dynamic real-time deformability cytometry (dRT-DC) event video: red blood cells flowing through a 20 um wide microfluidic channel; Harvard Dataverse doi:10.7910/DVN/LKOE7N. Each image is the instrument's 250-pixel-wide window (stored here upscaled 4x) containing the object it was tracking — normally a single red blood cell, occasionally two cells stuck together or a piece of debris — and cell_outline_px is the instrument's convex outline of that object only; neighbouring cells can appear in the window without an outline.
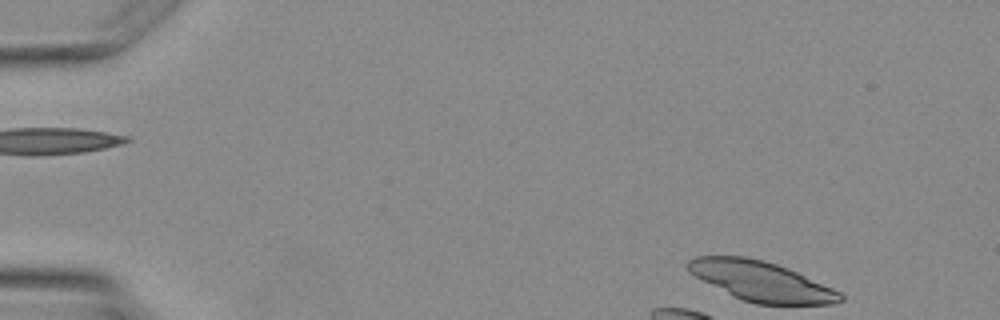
{"species": "Egyptian fruit bat (a non-hibernating species)", "species_latin": "Rousettus aegyptiacus", "temperature_condition": "warm", "stored_images_in_passage": 4, "camera_frame_rate_fps": 3000, "um_per_image_px": 0.085, "animal": {"sex": "female"}, "frame": {"image": 1, "passage_image": 1, "time_ms": 0.0, "image_size_px": [1000, 320], "cell_outline_px": [[844, 300], [836, 304], [756, 304], [740, 300], [732, 296], [688, 272], [688, 260], [696, 256], [744, 256], [764, 260], [788, 268], [832, 288], [840, 292], [844, 296]], "centroid_in_image_um": [64.71, 23.91], "position_along_channel_um": 20.3, "area_um2": 35.2}}